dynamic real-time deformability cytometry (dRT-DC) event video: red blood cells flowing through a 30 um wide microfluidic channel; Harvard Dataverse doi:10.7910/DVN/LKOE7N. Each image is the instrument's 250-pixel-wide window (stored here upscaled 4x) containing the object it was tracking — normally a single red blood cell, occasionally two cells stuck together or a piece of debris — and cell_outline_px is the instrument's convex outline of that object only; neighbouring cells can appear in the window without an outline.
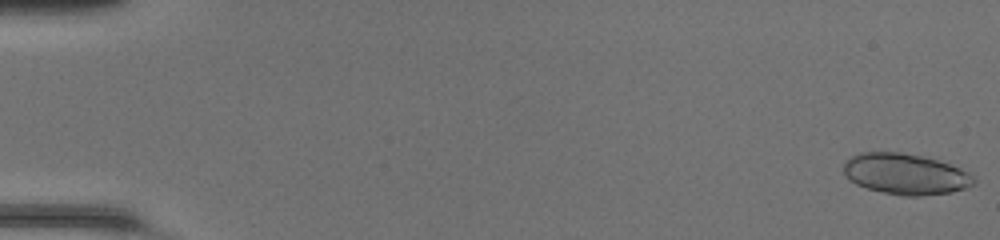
{"species": "common noctule bat (a hibernating species)", "species_latin": "Nyctalus noctula", "temperature_condition": "room temperature", "stored_images_in_passage": 49, "segment_of_instrument_passage": [1, 2], "camera_frame_rate_fps": 3000, "um_per_image_px": 0.085, "animal": {"sex": "female", "body_mass_g": 20.0, "forearm_length_mm": 54.0}, "frame": {"image": 1, "passage_image": 1, "time_ms": 0.0, "image_size_px": [1000, 240], "cell_outline_px": [[976, 184], [952, 192], [920, 196], [900, 196], [868, 188], [856, 184], [848, 180], [844, 172], [844, 160], [860, 152], [900, 152], [920, 156], [936, 160], [960, 168], [968, 172], [976, 180]], "centroid_in_image_um": [76.95, 14.8], "position_along_channel_um": 8.1, "area_um2": 30.98}}
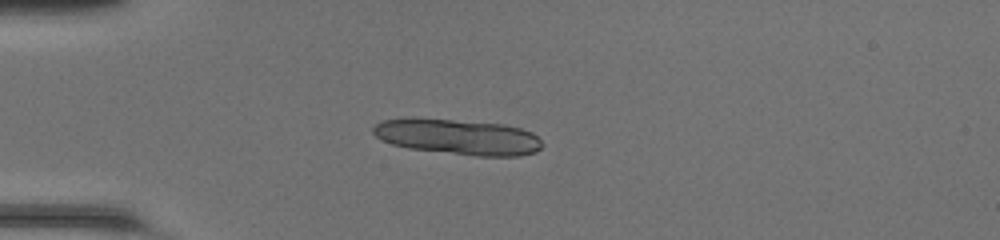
{"frame": {"image": 2, "passage_image": 14, "time_ms": 4.333, "image_size_px": [1000, 240], "cell_outline_px": [[544, 144], [536, 152], [520, 156], [476, 156], [408, 148], [392, 144], [380, 140], [372, 132], [372, 128], [380, 120], [404, 116], [412, 116], [504, 124], [520, 128], [532, 132]], "centroid_in_image_um": [38.86, 11.61], "position_along_channel_um": 46.1, "area_um2": 35.78}}